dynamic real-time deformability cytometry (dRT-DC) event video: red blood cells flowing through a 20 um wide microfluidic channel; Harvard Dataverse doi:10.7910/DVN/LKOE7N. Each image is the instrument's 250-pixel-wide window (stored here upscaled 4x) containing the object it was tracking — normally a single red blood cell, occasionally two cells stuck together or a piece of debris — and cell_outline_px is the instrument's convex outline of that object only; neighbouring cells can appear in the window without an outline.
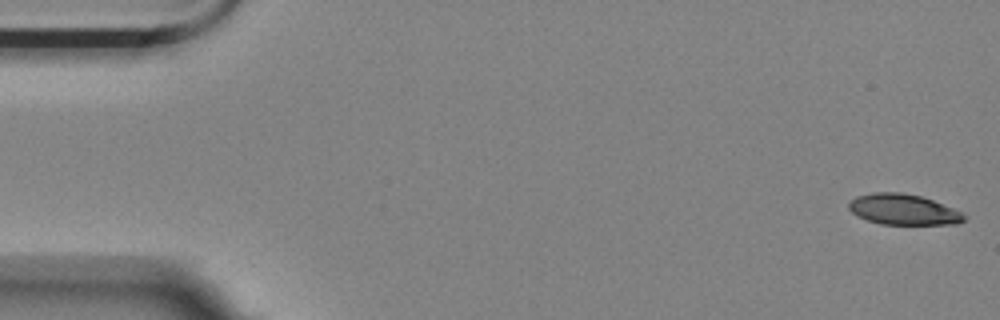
{"species": "Egyptian fruit bat (a non-hibernating species)", "species_latin": "Rousettus aegyptiacus", "temperature_condition": "room temperature", "stored_images_in_passage": 56, "camera_frame_rate_fps": 3000, "um_per_image_px": 0.085, "animal": {"sex": "female"}, "frame": {"image": 1, "passage_image": 1, "time_ms": 0.0, "image_size_px": [1000, 320], "cell_outline_px": [[964, 220], [956, 224], [880, 224], [856, 216], [848, 208], [848, 204], [856, 196], [876, 192], [900, 192], [920, 196], [932, 200], [952, 208], [960, 212], [964, 216]], "centroid_in_image_um": [76.73, 17.81], "position_along_channel_um": 8.3, "area_um2": 20.35}}
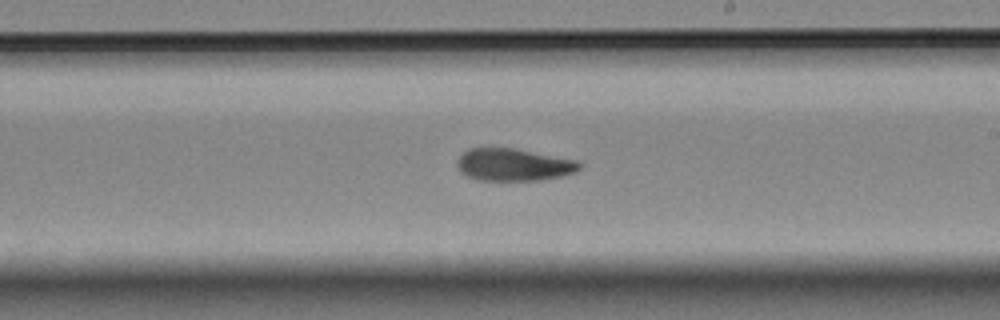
{"frame": {"image": 2, "passage_image": 32, "time_ms": 10.333, "image_size_px": [1000, 320], "cell_outline_px": [[580, 168], [576, 172], [564, 176], [540, 180], [480, 180], [468, 176], [456, 164], [460, 156], [468, 148], [512, 148], [576, 160], [580, 164]], "centroid_in_image_um": [43.68, 14.0], "position_along_channel_um": 245.3, "area_um2": 22.72}}
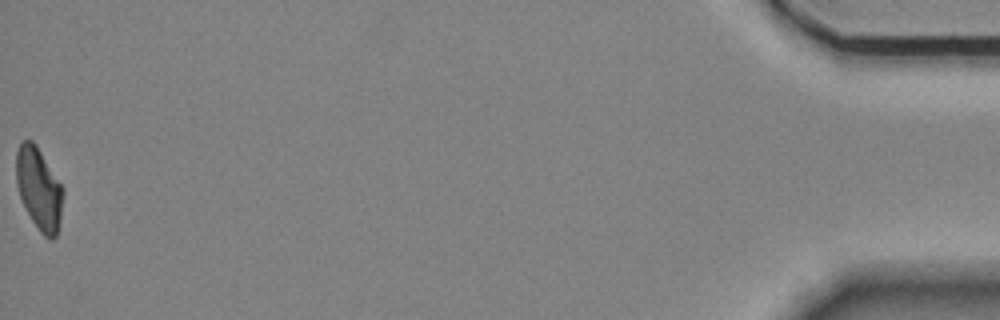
{"frame": {"image": 3, "passage_image": 56, "time_ms": 18.333, "image_size_px": [1000, 320], "cell_outline_px": [[64, 192], [60, 220], [56, 236], [52, 240], [44, 236], [40, 232], [32, 220], [20, 196], [16, 184], [16, 152], [20, 144], [24, 140], [32, 140], [36, 144], [64, 188]], "centroid_in_image_um": [3.32, 16.03], "position_along_channel_um": 431.9, "area_um2": 22.37}, "authors_computed_cell_mechanics": {"area_um2": 22.9466, "velocity_mm_per_s": 3.5606, "shape_relaxation_time_tau1_ms": null, "shape_relaxation_time_tau2_ms": 9.6656, "deformation_change_tau1": null, "deformation_change_tau2": 0.1696}}